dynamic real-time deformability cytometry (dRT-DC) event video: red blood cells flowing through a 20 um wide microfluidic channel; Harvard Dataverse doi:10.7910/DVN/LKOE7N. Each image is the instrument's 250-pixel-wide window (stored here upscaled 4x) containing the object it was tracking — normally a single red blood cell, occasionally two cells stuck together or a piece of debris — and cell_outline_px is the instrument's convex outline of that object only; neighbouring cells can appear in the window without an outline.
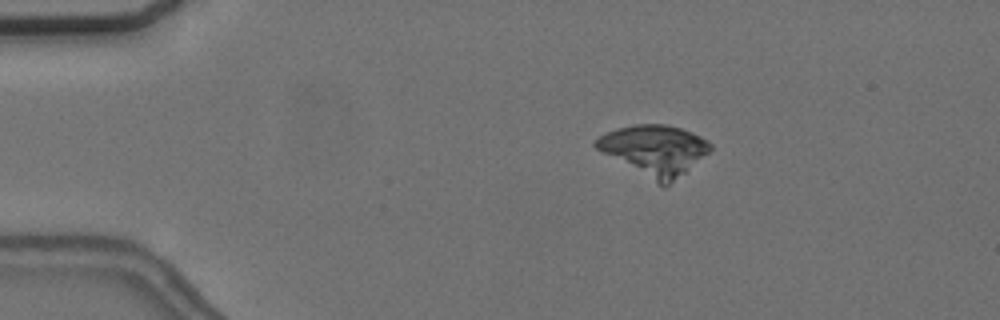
{"species": "common noctule bat (a hibernating species)", "species_latin": "Nyctalus noctula", "temperature_condition": "cold", "stored_images_in_passage": 47, "camera_frame_rate_fps": 3000, "um_per_image_px": 0.085, "animal": {"sex": "female", "body_mass_g": 24.6, "forearm_length_mm": 56.2}, "frame": {"image": 1, "passage_image": 2, "time_ms": 0.333, "image_size_px": [1000, 320], "cell_outline_px": [[712, 148], [708, 152], [684, 172], [664, 188], [596, 148], [592, 144], [592, 140], [616, 128], [636, 124], [668, 124], [692, 132], [708, 140], [712, 144]], "centroid_in_image_um": [55.61, 12.74], "position_along_channel_um": 29.4, "area_um2": 33.06}}